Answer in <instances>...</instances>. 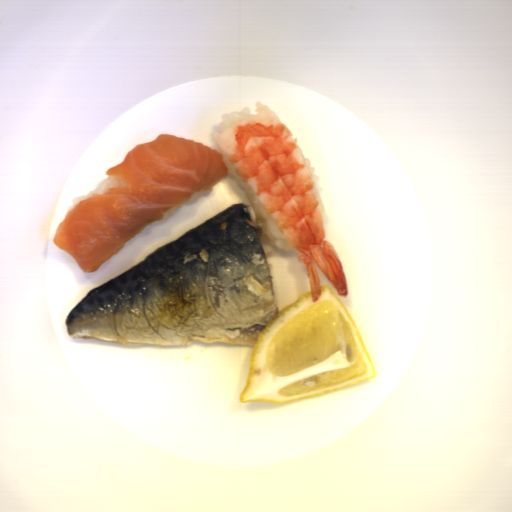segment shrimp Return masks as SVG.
Wrapping results in <instances>:
<instances>
[{"instance_id":"shrimp-1","label":"shrimp","mask_w":512,"mask_h":512,"mask_svg":"<svg viewBox=\"0 0 512 512\" xmlns=\"http://www.w3.org/2000/svg\"><path fill=\"white\" fill-rule=\"evenodd\" d=\"M255 107V114L211 136L295 250L313 303L322 290L318 270L343 298L348 295L344 266L326 241L309 163L294 133L272 107L258 101Z\"/></svg>"}]
</instances>
